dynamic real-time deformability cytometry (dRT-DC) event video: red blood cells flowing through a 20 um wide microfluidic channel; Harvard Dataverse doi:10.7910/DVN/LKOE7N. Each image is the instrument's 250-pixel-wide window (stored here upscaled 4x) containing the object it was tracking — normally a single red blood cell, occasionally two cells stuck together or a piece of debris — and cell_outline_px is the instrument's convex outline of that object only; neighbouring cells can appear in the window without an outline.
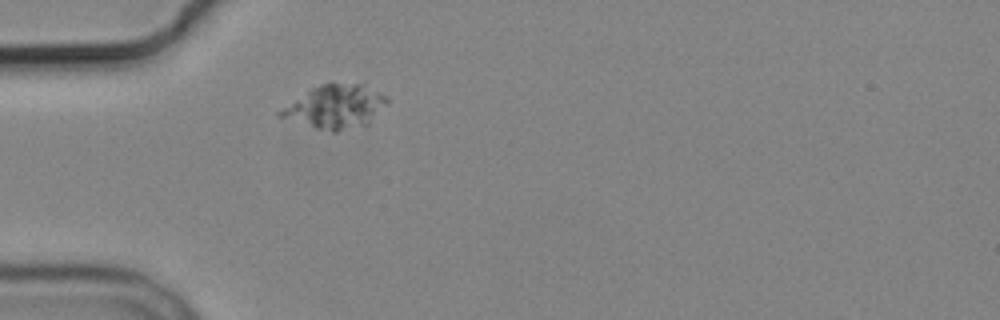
{"species": "common noctule bat (a hibernating species)", "species_latin": "Nyctalus noctula", "temperature_condition": "cold", "stored_images_in_passage": 5, "camera_frame_rate_fps": 3000, "um_per_image_px": 0.085, "animal": {"sex": "male", "body_mass_g": 19.2, "forearm_length_mm": 51.8}, "frame": {"image": 1, "passage_image": 5, "time_ms": 5.667, "image_size_px": [1000, 320], "cell_outline_px": [[388, 104], [368, 124], [336, 132], [332, 132], [316, 128], [276, 116], [276, 112], [312, 88], [320, 84], [332, 80], [364, 80], [388, 96]], "centroid_in_image_um": [28.6, 8.98], "position_along_channel_um": 56.4, "area_um2": 28.32}}